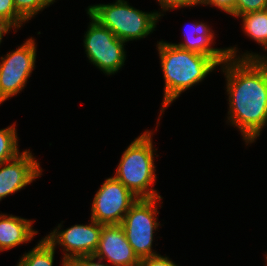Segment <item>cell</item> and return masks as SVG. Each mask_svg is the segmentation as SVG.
<instances>
[{
    "label": "cell",
    "instance_id": "19",
    "mask_svg": "<svg viewBox=\"0 0 267 266\" xmlns=\"http://www.w3.org/2000/svg\"><path fill=\"white\" fill-rule=\"evenodd\" d=\"M267 9V0H236L233 17Z\"/></svg>",
    "mask_w": 267,
    "mask_h": 266
},
{
    "label": "cell",
    "instance_id": "23",
    "mask_svg": "<svg viewBox=\"0 0 267 266\" xmlns=\"http://www.w3.org/2000/svg\"><path fill=\"white\" fill-rule=\"evenodd\" d=\"M235 4L236 0H201V5L217 7L219 10L227 13V15L229 14L232 16Z\"/></svg>",
    "mask_w": 267,
    "mask_h": 266
},
{
    "label": "cell",
    "instance_id": "15",
    "mask_svg": "<svg viewBox=\"0 0 267 266\" xmlns=\"http://www.w3.org/2000/svg\"><path fill=\"white\" fill-rule=\"evenodd\" d=\"M56 248L44 237L21 256L16 266H53Z\"/></svg>",
    "mask_w": 267,
    "mask_h": 266
},
{
    "label": "cell",
    "instance_id": "17",
    "mask_svg": "<svg viewBox=\"0 0 267 266\" xmlns=\"http://www.w3.org/2000/svg\"><path fill=\"white\" fill-rule=\"evenodd\" d=\"M0 22L14 33L27 23L16 11L13 0H0Z\"/></svg>",
    "mask_w": 267,
    "mask_h": 266
},
{
    "label": "cell",
    "instance_id": "10",
    "mask_svg": "<svg viewBox=\"0 0 267 266\" xmlns=\"http://www.w3.org/2000/svg\"><path fill=\"white\" fill-rule=\"evenodd\" d=\"M39 161L30 150H23L16 158L0 163V201L36 181L42 176Z\"/></svg>",
    "mask_w": 267,
    "mask_h": 266
},
{
    "label": "cell",
    "instance_id": "4",
    "mask_svg": "<svg viewBox=\"0 0 267 266\" xmlns=\"http://www.w3.org/2000/svg\"><path fill=\"white\" fill-rule=\"evenodd\" d=\"M86 11L126 43L146 38L152 34L158 20L161 19L158 11H142L131 6L126 0L90 5Z\"/></svg>",
    "mask_w": 267,
    "mask_h": 266
},
{
    "label": "cell",
    "instance_id": "21",
    "mask_svg": "<svg viewBox=\"0 0 267 266\" xmlns=\"http://www.w3.org/2000/svg\"><path fill=\"white\" fill-rule=\"evenodd\" d=\"M97 260V261H96ZM66 266H112L94 255L80 256L66 262Z\"/></svg>",
    "mask_w": 267,
    "mask_h": 266
},
{
    "label": "cell",
    "instance_id": "11",
    "mask_svg": "<svg viewBox=\"0 0 267 266\" xmlns=\"http://www.w3.org/2000/svg\"><path fill=\"white\" fill-rule=\"evenodd\" d=\"M112 266H139L121 224L103 225L98 248L94 254Z\"/></svg>",
    "mask_w": 267,
    "mask_h": 266
},
{
    "label": "cell",
    "instance_id": "20",
    "mask_svg": "<svg viewBox=\"0 0 267 266\" xmlns=\"http://www.w3.org/2000/svg\"><path fill=\"white\" fill-rule=\"evenodd\" d=\"M159 3V6L162 10L158 11V15L164 16L162 14L163 12L165 13L166 11H171L175 9H180V8H188V7H196L201 5V0H157Z\"/></svg>",
    "mask_w": 267,
    "mask_h": 266
},
{
    "label": "cell",
    "instance_id": "13",
    "mask_svg": "<svg viewBox=\"0 0 267 266\" xmlns=\"http://www.w3.org/2000/svg\"><path fill=\"white\" fill-rule=\"evenodd\" d=\"M33 222L35 220L0 213V252L31 242L38 233Z\"/></svg>",
    "mask_w": 267,
    "mask_h": 266
},
{
    "label": "cell",
    "instance_id": "14",
    "mask_svg": "<svg viewBox=\"0 0 267 266\" xmlns=\"http://www.w3.org/2000/svg\"><path fill=\"white\" fill-rule=\"evenodd\" d=\"M242 20V31L267 51V9L238 16Z\"/></svg>",
    "mask_w": 267,
    "mask_h": 266
},
{
    "label": "cell",
    "instance_id": "9",
    "mask_svg": "<svg viewBox=\"0 0 267 266\" xmlns=\"http://www.w3.org/2000/svg\"><path fill=\"white\" fill-rule=\"evenodd\" d=\"M138 200L130 190L113 176L105 179L91 204V219L103 224H121L125 214Z\"/></svg>",
    "mask_w": 267,
    "mask_h": 266
},
{
    "label": "cell",
    "instance_id": "26",
    "mask_svg": "<svg viewBox=\"0 0 267 266\" xmlns=\"http://www.w3.org/2000/svg\"><path fill=\"white\" fill-rule=\"evenodd\" d=\"M266 254H265V262H266V264H265V266H267V252H265Z\"/></svg>",
    "mask_w": 267,
    "mask_h": 266
},
{
    "label": "cell",
    "instance_id": "2",
    "mask_svg": "<svg viewBox=\"0 0 267 266\" xmlns=\"http://www.w3.org/2000/svg\"><path fill=\"white\" fill-rule=\"evenodd\" d=\"M156 47L163 72L164 93L155 131L165 109L220 66L212 57L182 49L168 41H157Z\"/></svg>",
    "mask_w": 267,
    "mask_h": 266
},
{
    "label": "cell",
    "instance_id": "6",
    "mask_svg": "<svg viewBox=\"0 0 267 266\" xmlns=\"http://www.w3.org/2000/svg\"><path fill=\"white\" fill-rule=\"evenodd\" d=\"M90 21L84 34L83 46L91 64L105 75L117 73L126 61V42L117 38L87 12Z\"/></svg>",
    "mask_w": 267,
    "mask_h": 266
},
{
    "label": "cell",
    "instance_id": "7",
    "mask_svg": "<svg viewBox=\"0 0 267 266\" xmlns=\"http://www.w3.org/2000/svg\"><path fill=\"white\" fill-rule=\"evenodd\" d=\"M28 38L17 49L0 57V105L19 94L35 69L37 44Z\"/></svg>",
    "mask_w": 267,
    "mask_h": 266
},
{
    "label": "cell",
    "instance_id": "8",
    "mask_svg": "<svg viewBox=\"0 0 267 266\" xmlns=\"http://www.w3.org/2000/svg\"><path fill=\"white\" fill-rule=\"evenodd\" d=\"M88 224H75L67 229H61L62 223L58 224L50 234L44 238L54 247H62V266L66 262L80 256L94 255L100 240L103 224L90 218Z\"/></svg>",
    "mask_w": 267,
    "mask_h": 266
},
{
    "label": "cell",
    "instance_id": "22",
    "mask_svg": "<svg viewBox=\"0 0 267 266\" xmlns=\"http://www.w3.org/2000/svg\"><path fill=\"white\" fill-rule=\"evenodd\" d=\"M139 266H178L167 255H153L140 260Z\"/></svg>",
    "mask_w": 267,
    "mask_h": 266
},
{
    "label": "cell",
    "instance_id": "12",
    "mask_svg": "<svg viewBox=\"0 0 267 266\" xmlns=\"http://www.w3.org/2000/svg\"><path fill=\"white\" fill-rule=\"evenodd\" d=\"M186 30V31H185ZM184 42L172 43L185 50L194 51L212 57L219 65L228 58L227 48H214L215 33L204 22L195 21L184 29ZM213 45V46H212Z\"/></svg>",
    "mask_w": 267,
    "mask_h": 266
},
{
    "label": "cell",
    "instance_id": "18",
    "mask_svg": "<svg viewBox=\"0 0 267 266\" xmlns=\"http://www.w3.org/2000/svg\"><path fill=\"white\" fill-rule=\"evenodd\" d=\"M16 11L28 22L56 0H13Z\"/></svg>",
    "mask_w": 267,
    "mask_h": 266
},
{
    "label": "cell",
    "instance_id": "16",
    "mask_svg": "<svg viewBox=\"0 0 267 266\" xmlns=\"http://www.w3.org/2000/svg\"><path fill=\"white\" fill-rule=\"evenodd\" d=\"M16 123L0 129V163L16 158L20 153Z\"/></svg>",
    "mask_w": 267,
    "mask_h": 266
},
{
    "label": "cell",
    "instance_id": "3",
    "mask_svg": "<svg viewBox=\"0 0 267 266\" xmlns=\"http://www.w3.org/2000/svg\"><path fill=\"white\" fill-rule=\"evenodd\" d=\"M152 130H145L135 138L121 155L113 177L138 198L161 197L155 184L156 166Z\"/></svg>",
    "mask_w": 267,
    "mask_h": 266
},
{
    "label": "cell",
    "instance_id": "24",
    "mask_svg": "<svg viewBox=\"0 0 267 266\" xmlns=\"http://www.w3.org/2000/svg\"><path fill=\"white\" fill-rule=\"evenodd\" d=\"M237 45L235 46H231V47H228L227 48V54H228V57L229 58H232V59H267V55L266 54H258V53H254V52H249V51H246L244 53H240V51L238 50V47H236ZM239 53V54H237Z\"/></svg>",
    "mask_w": 267,
    "mask_h": 266
},
{
    "label": "cell",
    "instance_id": "25",
    "mask_svg": "<svg viewBox=\"0 0 267 266\" xmlns=\"http://www.w3.org/2000/svg\"><path fill=\"white\" fill-rule=\"evenodd\" d=\"M8 33H10V30L0 22V45L3 41L2 39H3L4 35H6Z\"/></svg>",
    "mask_w": 267,
    "mask_h": 266
},
{
    "label": "cell",
    "instance_id": "1",
    "mask_svg": "<svg viewBox=\"0 0 267 266\" xmlns=\"http://www.w3.org/2000/svg\"><path fill=\"white\" fill-rule=\"evenodd\" d=\"M219 69L226 80V121L238 129L248 146L267 127V59L228 57Z\"/></svg>",
    "mask_w": 267,
    "mask_h": 266
},
{
    "label": "cell",
    "instance_id": "5",
    "mask_svg": "<svg viewBox=\"0 0 267 266\" xmlns=\"http://www.w3.org/2000/svg\"><path fill=\"white\" fill-rule=\"evenodd\" d=\"M161 199L138 198L121 223L126 239L139 260L158 254L153 250V242L154 234L161 226L156 217L159 214L158 207L162 208Z\"/></svg>",
    "mask_w": 267,
    "mask_h": 266
}]
</instances>
